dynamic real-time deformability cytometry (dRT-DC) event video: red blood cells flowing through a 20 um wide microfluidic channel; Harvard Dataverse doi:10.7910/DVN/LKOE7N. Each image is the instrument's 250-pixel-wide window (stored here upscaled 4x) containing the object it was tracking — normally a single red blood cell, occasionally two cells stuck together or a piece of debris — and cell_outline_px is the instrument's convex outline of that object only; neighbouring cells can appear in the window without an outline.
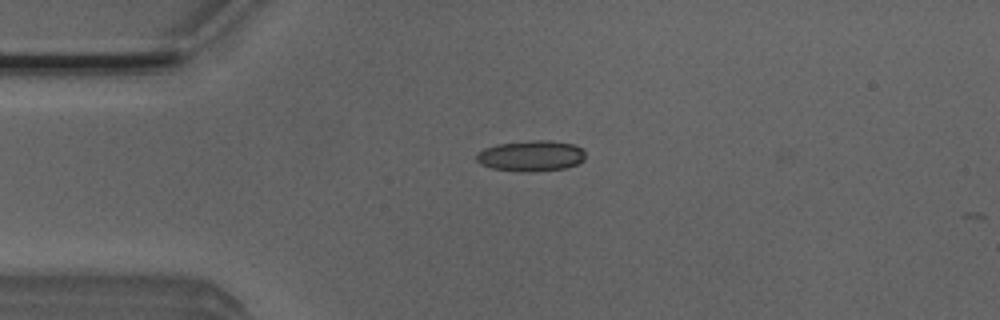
{"species": "Egyptian fruit bat (a non-hibernating species)", "species_latin": "Rousettus aegyptiacus", "temperature_condition": "room temperature", "stored_images_in_passage": 5, "camera_frame_rate_fps": 3000, "um_per_image_px": 0.085, "animal": {"sex": "male"}, "frame": {"image": 1, "passage_image": 1, "time_ms": 0.0, "image_size_px": [1000, 320], "cell_outline_px": [[584, 160], [576, 164], [564, 168], [524, 172], [492, 168], [480, 164], [476, 160], [476, 152], [484, 148], [496, 144], [532, 140], [548, 140], [572, 144], [580, 148], [584, 152]], "centroid_in_image_um": [45.08, 13.24], "position_along_channel_um": 39.9, "area_um2": 19.42}}